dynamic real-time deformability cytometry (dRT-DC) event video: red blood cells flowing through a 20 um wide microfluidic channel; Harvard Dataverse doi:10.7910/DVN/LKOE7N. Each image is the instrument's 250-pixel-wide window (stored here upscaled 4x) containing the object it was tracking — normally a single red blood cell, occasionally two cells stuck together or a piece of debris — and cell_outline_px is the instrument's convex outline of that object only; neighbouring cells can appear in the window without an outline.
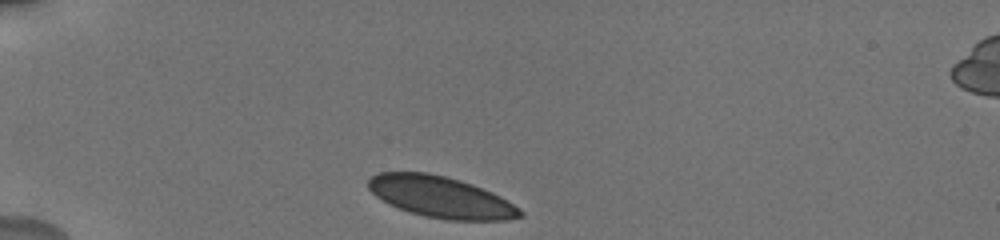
{"species": "human", "species_latin": "Homo sapiens", "temperature_condition": "cold", "stored_images_in_passage": 28, "camera_frame_rate_fps": 3000, "um_per_image_px": 0.085, "donor": {"sex": "male"}, "frame": {"image": 1, "passage_image": 1, "time_ms": 0.0, "image_size_px": [1000, 240], "cell_outline_px": [[524, 216], [504, 220], [448, 220], [424, 216], [388, 204], [376, 196], [368, 188], [368, 180], [372, 176], [380, 172], [428, 172], [460, 180], [472, 184], [492, 192], [500, 196], [520, 208], [524, 212]], "centroid_in_image_um": [37.48, 16.75], "position_along_channel_um": 47.5, "area_um2": 36.41}}
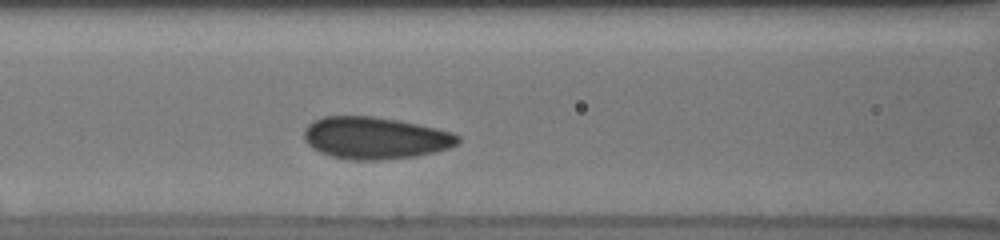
{"frame": {"image": 2, "passage_image": 14, "time_ms": 3.333, "image_size_px": [1000, 240], "cell_outline_px": [[460, 140], [452, 148], [436, 152], [416, 156], [380, 160], [352, 160], [332, 156], [320, 152], [312, 148], [304, 140], [304, 128], [312, 120], [324, 116], [372, 116], [396, 120], [436, 128], [452, 132], [460, 136]], "centroid_in_image_um": [31.88, 11.73], "position_along_channel_um": 134.7, "area_um2": 37.86}}
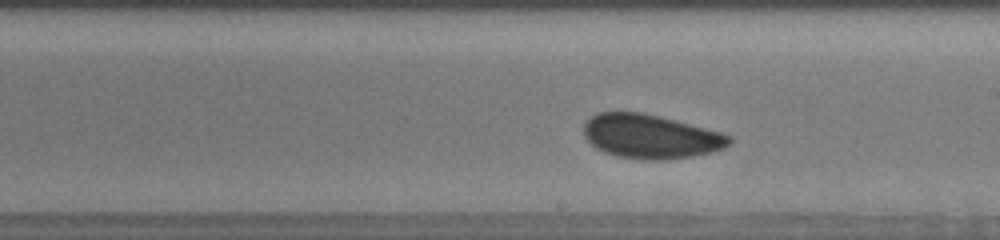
{"frame": {"image": 3, "passage_image": 25, "time_ms": 6.0, "image_size_px": [1000, 240], "cell_outline_px": [[732, 140], [724, 148], [712, 152], [692, 156], [664, 160], [644, 160], [616, 156], [604, 152], [596, 148], [584, 136], [584, 124], [596, 112], [640, 112], [720, 132], [732, 136]], "centroid_in_image_um": [55.28, 11.61], "position_along_channel_um": 233.7, "area_um2": 36.99}}